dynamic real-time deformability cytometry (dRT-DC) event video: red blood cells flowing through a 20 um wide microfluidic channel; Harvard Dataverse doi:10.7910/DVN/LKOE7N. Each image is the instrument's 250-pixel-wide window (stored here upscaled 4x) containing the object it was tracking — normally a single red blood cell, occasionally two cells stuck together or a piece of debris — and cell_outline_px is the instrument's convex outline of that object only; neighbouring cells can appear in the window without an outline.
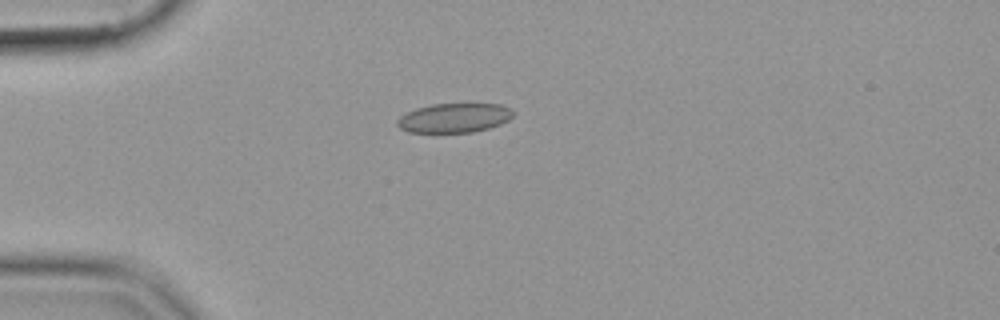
{"species": "common noctule bat (a hibernating species)", "species_latin": "Nyctalus noctula", "temperature_condition": "cold", "stored_images_in_passage": 41, "camera_frame_rate_fps": 3000, "um_per_image_px": 0.085, "animal": {"sex": "female", "body_mass_g": 19.9}, "frame": {"image": 1, "passage_image": 1, "time_ms": 0.0, "image_size_px": [1000, 320], "cell_outline_px": [[512, 116], [508, 120], [500, 124], [488, 128], [472, 132], [408, 132], [400, 128], [396, 124], [396, 120], [400, 116], [416, 108], [432, 104], [500, 104], [512, 108]], "centroid_in_image_um": [38.59, 10.02], "position_along_channel_um": 46.4, "area_um2": 19.71}}
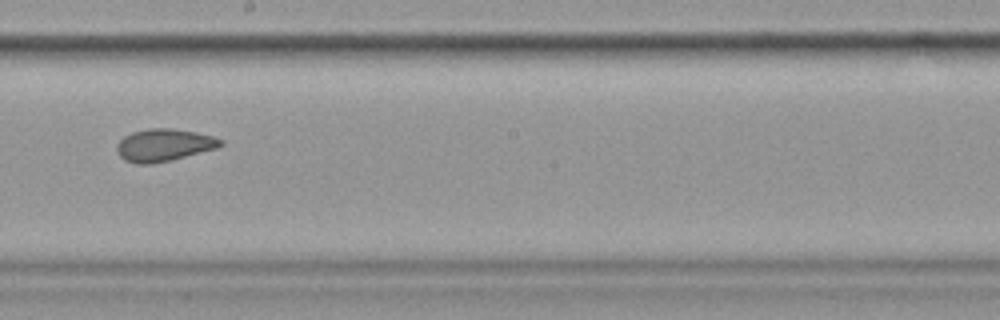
{"frame": {"image": 2, "passage_image": 18, "time_ms": 5.667, "image_size_px": [1000, 320], "cell_outline_px": [[224, 144], [216, 148], [172, 160], [152, 164], [136, 164], [124, 160], [120, 156], [116, 148], [116, 144], [124, 136], [132, 132], [148, 128], [172, 128], [196, 132], [212, 136], [224, 140]], "centroid_in_image_um": [13.92, 12.33], "position_along_channel_um": 234.3, "area_um2": 19.71}}
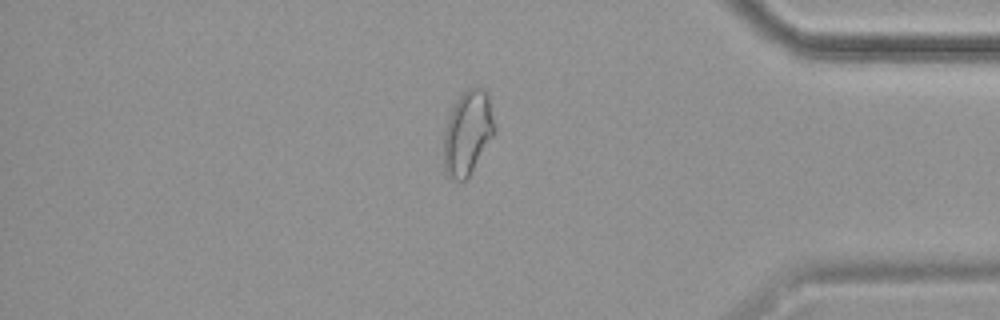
{"frame": {"image": 3, "passage_image": 33, "time_ms": 10.667, "image_size_px": [1000, 320], "cell_outline_px": [[496, 132], [468, 176], [464, 180], [456, 180], [448, 176], [444, 168], [444, 132], [452, 108], [456, 100], [468, 88], [484, 88], [488, 92], [496, 128]], "centroid_in_image_um": [39.77, 11.26], "position_along_channel_um": 395.4, "area_um2": 24.74}}